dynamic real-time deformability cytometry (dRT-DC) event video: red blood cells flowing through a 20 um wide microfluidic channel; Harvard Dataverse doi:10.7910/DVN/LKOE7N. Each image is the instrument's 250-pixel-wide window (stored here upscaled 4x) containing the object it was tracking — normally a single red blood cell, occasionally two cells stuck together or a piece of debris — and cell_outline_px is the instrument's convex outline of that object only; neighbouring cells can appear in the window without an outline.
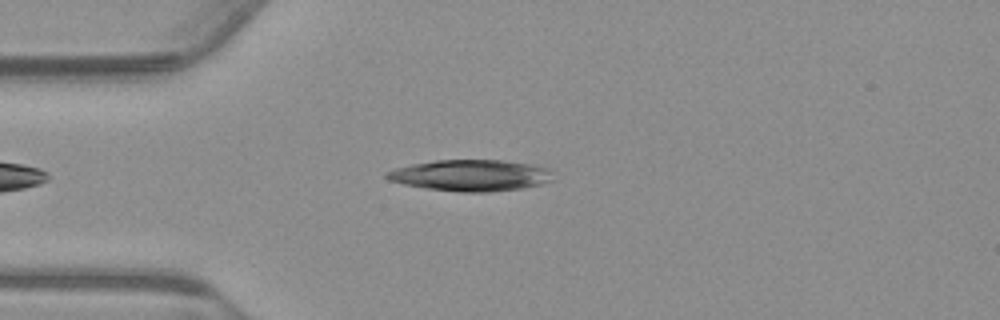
{"species": "common noctule bat (a hibernating species)", "species_latin": "Nyctalus noctula", "temperature_condition": "warm", "stored_images_in_passage": 31, "camera_frame_rate_fps": 3000, "um_per_image_px": 0.085, "animal": {"sex": "male", "body_mass_g": 23.1, "forearm_length_mm": 52.7}, "frame": {"image": 1, "passage_image": 1, "time_ms": 0.0, "image_size_px": [1000, 320], "cell_outline_px": [[552, 180], [540, 184], [520, 188], [488, 192], [460, 192], [428, 188], [404, 184], [388, 180], [384, 176], [384, 172], [396, 168], [412, 164], [436, 160], [500, 160], [528, 164], [548, 168]], "centroid_in_image_um": [39.95, 14.9], "position_along_channel_um": 45.1, "area_um2": 30.0}}